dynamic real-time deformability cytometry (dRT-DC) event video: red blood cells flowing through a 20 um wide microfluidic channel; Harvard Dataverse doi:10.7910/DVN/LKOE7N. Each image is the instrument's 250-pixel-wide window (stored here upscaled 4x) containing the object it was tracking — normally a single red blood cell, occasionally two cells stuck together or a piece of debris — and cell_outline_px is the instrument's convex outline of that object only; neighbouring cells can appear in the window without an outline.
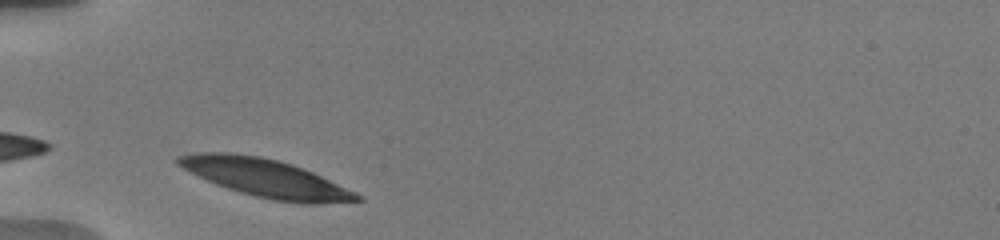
{"species": "human", "species_latin": "Homo sapiens", "temperature_condition": "warm", "stored_images_in_passage": 18, "camera_frame_rate_fps": 3000, "um_per_image_px": 0.085, "donor": {"sex": "male"}, "frame": {"image": 1, "passage_image": 1, "time_ms": 0.0, "image_size_px": [1000, 240], "cell_outline_px": [[364, 200], [320, 204], [304, 204], [272, 200], [240, 192], [216, 184], [176, 164], [176, 156], [192, 152], [232, 152], [260, 156], [292, 164], [312, 172], [356, 192], [364, 196]], "centroid_in_image_um": [22.6, 15.13], "position_along_channel_um": 62.4, "area_um2": 39.48}}
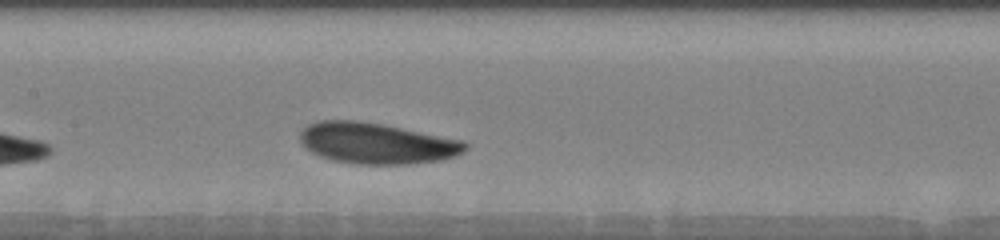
{"frame": {"image": 2, "passage_image": 7, "time_ms": 3.333, "image_size_px": [1000, 240], "cell_outline_px": [[468, 148], [464, 152], [456, 156], [440, 160], [408, 164], [352, 164], [332, 160], [320, 156], [312, 152], [300, 144], [300, 132], [308, 124], [320, 120], [356, 120], [384, 124], [464, 140], [468, 144]], "centroid_in_image_um": [32.02, 12.17], "position_along_channel_um": 175.4, "area_um2": 39.88}}
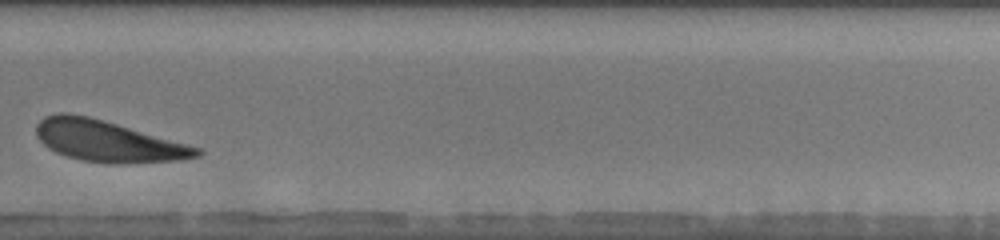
{"frame": {"image": 3, "passage_image": 14, "time_ms": 7.333, "image_size_px": [1000, 240], "cell_outline_px": [[204, 152], [200, 156], [184, 160], [120, 164], [108, 164], [80, 160], [56, 152], [48, 148], [36, 136], [36, 124], [44, 116], [60, 112], [68, 112], [88, 116], [204, 148]], "centroid_in_image_um": [9.21, 12.01], "position_along_channel_um": 320.6, "area_um2": 38.96}, "authors_computed_cell_mechanics": {"area_um2": 39.1017, "velocity_mm_per_s": 3.64, "shape_relaxation_time_tau1_ms": 1.687, "shape_relaxation_time_tau2_ms": null, "deformation_change_tau1": 0.0783, "deformation_change_tau2": null}}